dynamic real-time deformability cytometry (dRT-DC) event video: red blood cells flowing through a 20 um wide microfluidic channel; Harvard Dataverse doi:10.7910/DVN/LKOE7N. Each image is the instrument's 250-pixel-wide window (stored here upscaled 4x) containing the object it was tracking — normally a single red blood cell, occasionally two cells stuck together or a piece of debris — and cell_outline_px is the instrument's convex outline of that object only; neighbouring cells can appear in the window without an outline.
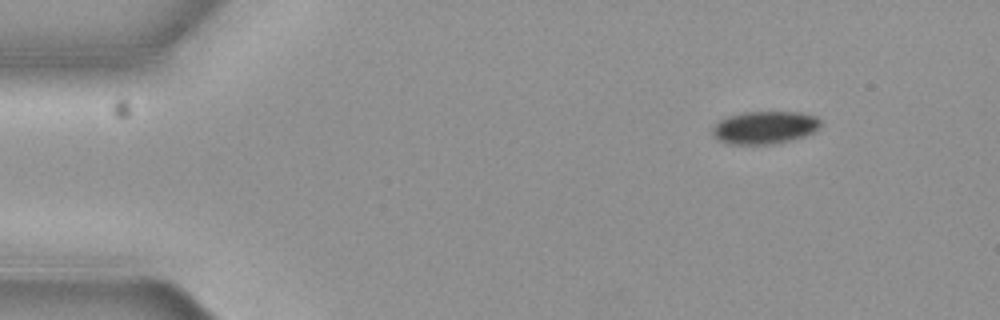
{"species": "common noctule bat (a hibernating species)", "species_latin": "Nyctalus noctula", "temperature_condition": "cold", "stored_images_in_passage": 5, "camera_frame_rate_fps": 3000, "um_per_image_px": 0.085, "animal": {"sex": "female", "body_mass_g": 19.3, "forearm_length_mm": 54.1}, "frame": {"image": 1, "passage_image": 1, "time_ms": 0.0, "image_size_px": [1000, 320], "cell_outline_px": [[820, 124], [812, 132], [804, 136], [772, 144], [732, 144], [720, 140], [712, 132], [712, 128], [720, 120], [728, 116], [744, 112], [800, 112], [816, 116], [820, 120]], "centroid_in_image_um": [64.99, 10.82], "position_along_channel_um": 20.0, "area_um2": 20.23}}
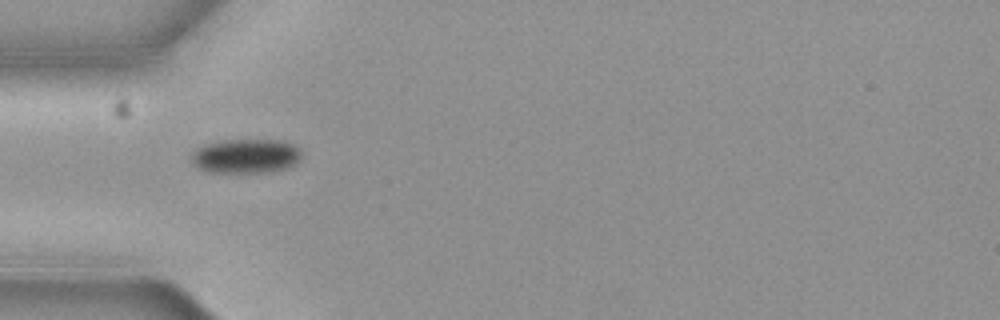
{"frame": {"image": 2, "passage_image": 4, "time_ms": 1.0, "image_size_px": [1000, 320], "cell_outline_px": [[300, 156], [288, 168], [272, 172], [208, 172], [196, 168], [192, 164], [192, 152], [196, 148], [204, 144], [220, 140], [280, 140], [292, 144], [300, 152]], "centroid_in_image_um": [20.81, 13.27], "position_along_channel_um": 64.2, "area_um2": 22.02}}
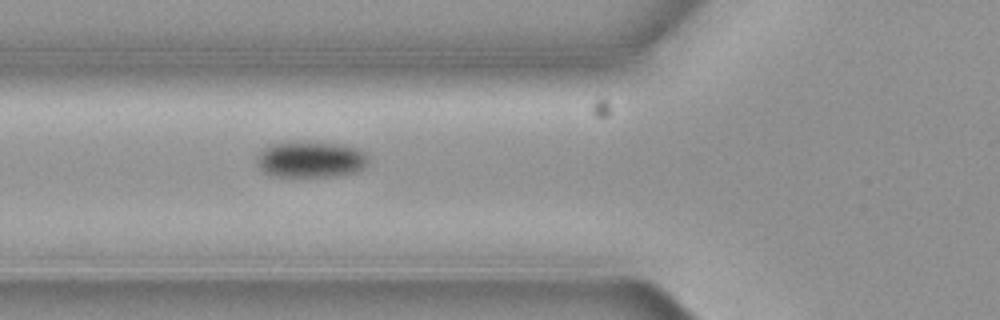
{"frame": {"image": 3, "passage_image": 5, "time_ms": 1.333, "image_size_px": [1000, 320], "cell_outline_px": [[368, 164], [364, 168], [356, 172], [336, 176], [288, 180], [272, 176], [264, 172], [256, 164], [256, 156], [264, 148], [272, 144], [344, 144], [360, 148], [368, 156]], "centroid_in_image_um": [26.41, 13.65], "position_along_channel_um": 99.4, "area_um2": 24.04}}